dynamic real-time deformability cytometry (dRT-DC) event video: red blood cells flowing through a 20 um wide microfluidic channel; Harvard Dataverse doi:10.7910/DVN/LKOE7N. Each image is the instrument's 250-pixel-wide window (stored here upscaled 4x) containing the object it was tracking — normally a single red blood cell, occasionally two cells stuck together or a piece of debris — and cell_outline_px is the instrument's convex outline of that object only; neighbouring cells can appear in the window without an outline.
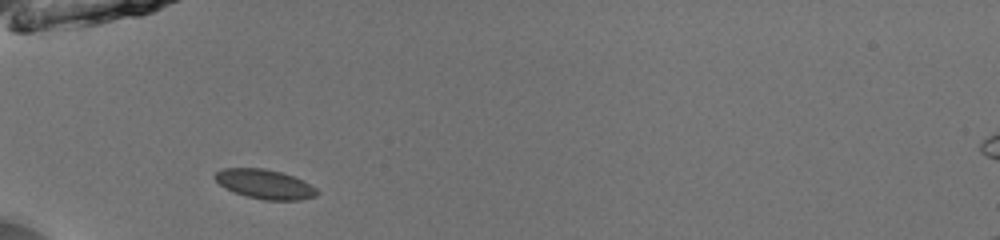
{"species": "common noctule bat (a hibernating species)", "species_latin": "Nyctalus noctula", "temperature_condition": "room temperature", "stored_images_in_passage": 34, "camera_frame_rate_fps": 3000, "um_per_image_px": 0.085, "animal": {"sex": "male", "body_mass_g": 13.0, "forearm_length_mm": 53.1}, "frame": {"image": 1, "passage_image": 1, "time_ms": 0.0, "image_size_px": [1000, 240], "cell_outline_px": [[320, 192], [316, 196], [300, 200], [264, 200], [248, 196], [236, 192], [220, 184], [212, 176], [216, 172], [224, 168], [264, 168], [280, 172], [304, 180], [316, 188]], "centroid_in_image_um": [22.55, 15.65], "position_along_channel_um": 62.5, "area_um2": 17.34}}
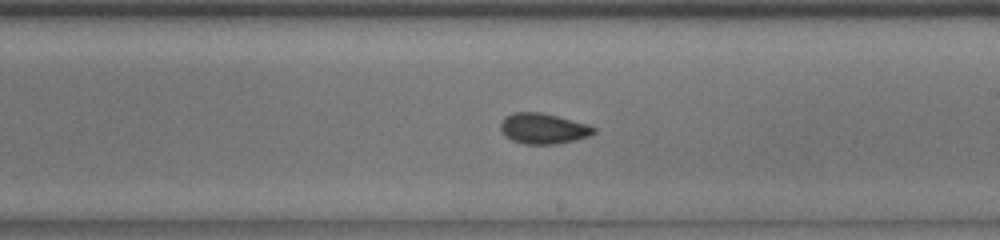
{"frame": {"image": 2, "passage_image": 15, "time_ms": 4.667, "image_size_px": [1000, 240], "cell_outline_px": [[596, 132], [588, 136], [576, 140], [556, 144], [524, 144], [512, 140], [504, 136], [500, 128], [500, 124], [504, 116], [512, 112], [540, 112], [588, 124], [596, 128]], "centroid_in_image_um": [46.15, 10.93], "position_along_channel_um": 242.8, "area_um2": 16.7}}
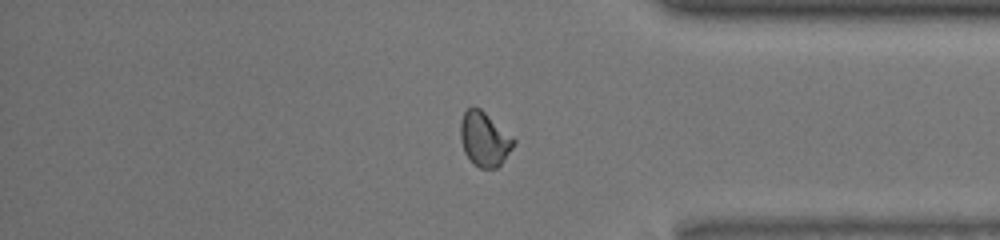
{"frame": {"image": 3, "passage_image": 27, "time_ms": 8.667, "image_size_px": [1000, 240], "cell_outline_px": [[516, 144], [504, 160], [496, 168], [480, 168], [472, 164], [464, 152], [460, 140], [460, 120], [464, 112], [472, 104], [480, 108], [516, 140]], "centroid_in_image_um": [41.15, 11.82], "position_along_channel_um": 394.1, "area_um2": 17.05}, "authors_computed_cell_mechanics": {"area_um2": 16.7331, "velocity_mm_per_s": 3.9858, "shape_relaxation_time_tau1_ms": 3.1059, "shape_relaxation_time_tau2_ms": 1.5773, "deformation_change_tau1": 0.0728, "deformation_change_tau2": 0.0281}}